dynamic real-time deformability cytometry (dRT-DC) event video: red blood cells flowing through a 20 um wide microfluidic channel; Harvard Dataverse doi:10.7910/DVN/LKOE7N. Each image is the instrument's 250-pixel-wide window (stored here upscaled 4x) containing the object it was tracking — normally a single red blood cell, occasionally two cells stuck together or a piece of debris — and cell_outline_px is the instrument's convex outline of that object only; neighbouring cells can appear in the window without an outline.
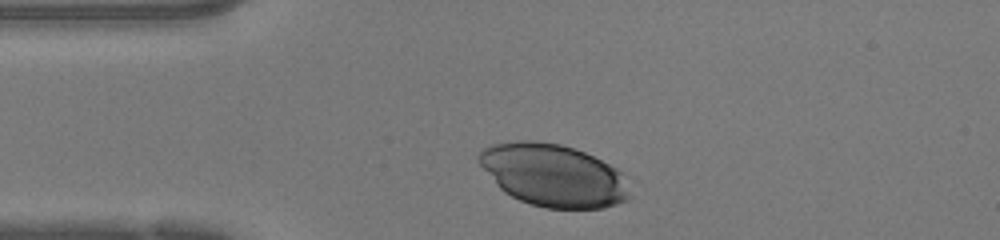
{"species": "human", "species_latin": "Homo sapiens", "temperature_condition": "warm", "stored_images_in_passage": 28, "camera_frame_rate_fps": 3000, "um_per_image_px": 0.085, "donor": {"sex": "female"}, "frame": {"image": 1, "passage_image": 1, "time_ms": 0.0, "image_size_px": [1000, 240], "cell_outline_px": [[628, 200], [604, 208], [544, 208], [520, 200], [504, 192], [496, 184], [476, 160], [476, 156], [480, 148], [492, 144], [520, 140], [536, 140], [560, 144], [584, 152], [616, 168], [620, 172], [628, 196]], "centroid_in_image_um": [46.94, 14.88], "position_along_channel_um": 38.1, "area_um2": 54.51}}
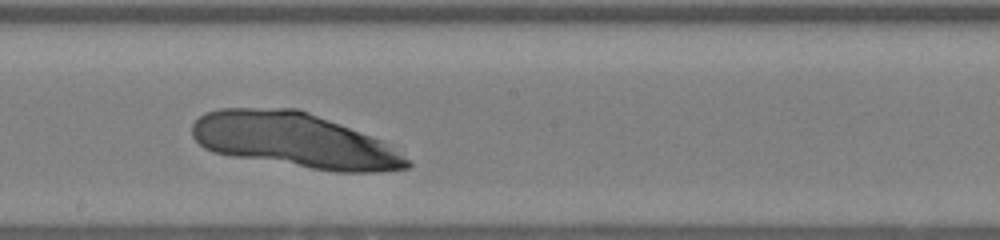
{"frame": {"image": 2, "passage_image": 16, "time_ms": 5.0, "image_size_px": [1000, 240], "cell_outline_px": [[412, 164], [408, 168], [380, 172], [336, 172], [232, 156], [212, 152], [204, 148], [192, 136], [192, 124], [204, 112], [220, 108], [296, 108], [308, 112], [360, 132], [380, 140], [404, 156]], "centroid_in_image_um": [24.97, 11.93], "position_along_channel_um": 223.2, "area_um2": 68.15}}
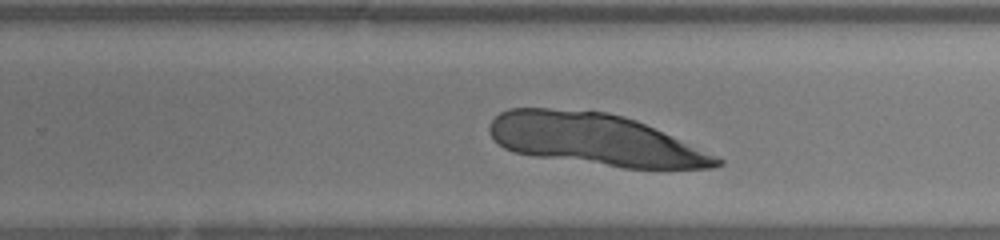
{"frame": {"image": 3, "passage_image": 20, "time_ms": 6.333, "image_size_px": [1000, 240], "cell_outline_px": [[724, 164], [712, 168], [624, 168], [536, 156], [512, 152], [504, 148], [488, 132], [488, 124], [500, 112], [508, 108], [548, 108], [608, 112], [624, 116], [636, 120], [716, 156], [724, 160]], "centroid_in_image_um": [50.52, 11.86], "position_along_channel_um": 279.3, "area_um2": 67.97}}